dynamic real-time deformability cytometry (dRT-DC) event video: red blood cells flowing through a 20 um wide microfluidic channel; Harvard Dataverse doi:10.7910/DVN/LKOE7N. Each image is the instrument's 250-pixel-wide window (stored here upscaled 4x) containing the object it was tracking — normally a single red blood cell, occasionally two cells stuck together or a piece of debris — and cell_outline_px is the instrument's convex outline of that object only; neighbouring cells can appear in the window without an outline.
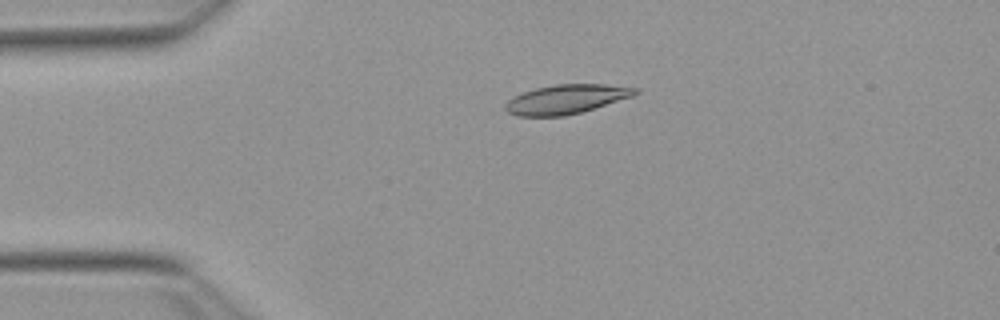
{"species": "Egyptian fruit bat (a non-hibernating species)", "species_latin": "Rousettus aegyptiacus", "temperature_condition": "warm", "stored_images_in_passage": 53, "camera_frame_rate_fps": 3000, "um_per_image_px": 0.085, "animal": {"sex": "female"}, "frame": {"image": 1, "passage_image": 12, "time_ms": 3.667, "image_size_px": [1000, 320], "cell_outline_px": [[640, 92], [632, 96], [580, 112], [564, 116], [516, 116], [508, 112], [504, 108], [504, 104], [508, 100], [524, 92], [536, 88], [556, 84], [604, 84], [636, 88]], "centroid_in_image_um": [48.09, 8.43], "position_along_channel_um": 36.9, "area_um2": 21.79}}
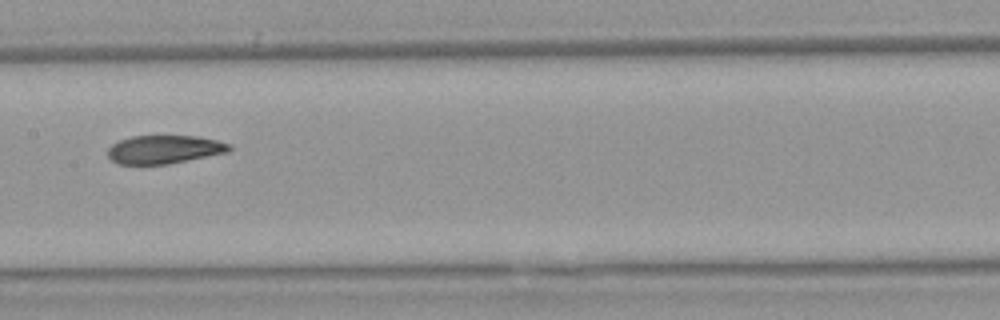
{"frame": {"image": 2, "passage_image": 27, "time_ms": 8.667, "image_size_px": [1000, 320], "cell_outline_px": [[232, 148], [228, 152], [168, 164], [116, 164], [108, 156], [108, 148], [112, 144], [120, 140], [132, 136], [196, 136], [216, 140], [232, 144]], "centroid_in_image_um": [13.96, 12.7], "position_along_channel_um": 193.4, "area_um2": 20.06}}
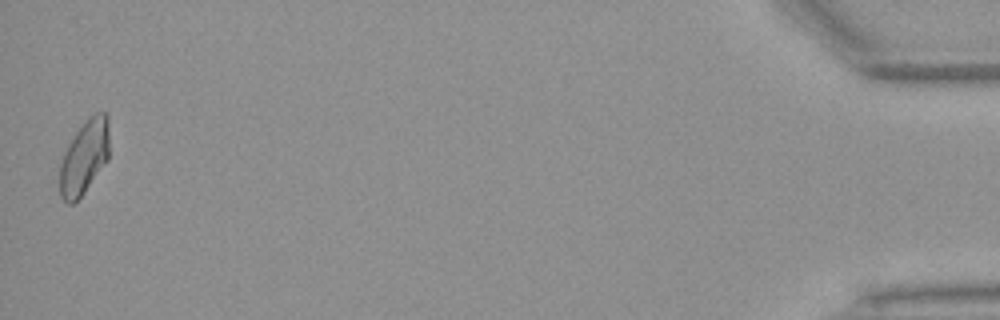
{"frame": {"image": 3, "passage_image": 53, "time_ms": 17.333, "image_size_px": [1000, 320], "cell_outline_px": [[108, 160], [80, 196], [72, 204], [68, 204], [60, 196], [60, 164], [64, 152], [76, 132], [88, 116], [96, 112], [108, 112]], "centroid_in_image_um": [7.17, 13.32], "position_along_channel_um": 428.0, "area_um2": 21.1}, "authors_computed_cell_mechanics": {"area_um2": 21.2126, "velocity_mm_per_s": 3.8224, "shape_relaxation_time_tau1_ms": 8.33, "shape_relaxation_time_tau2_ms": 3.4457, "deformation_change_tau1": 0.1999, "deformation_change_tau2": 0.0855}}